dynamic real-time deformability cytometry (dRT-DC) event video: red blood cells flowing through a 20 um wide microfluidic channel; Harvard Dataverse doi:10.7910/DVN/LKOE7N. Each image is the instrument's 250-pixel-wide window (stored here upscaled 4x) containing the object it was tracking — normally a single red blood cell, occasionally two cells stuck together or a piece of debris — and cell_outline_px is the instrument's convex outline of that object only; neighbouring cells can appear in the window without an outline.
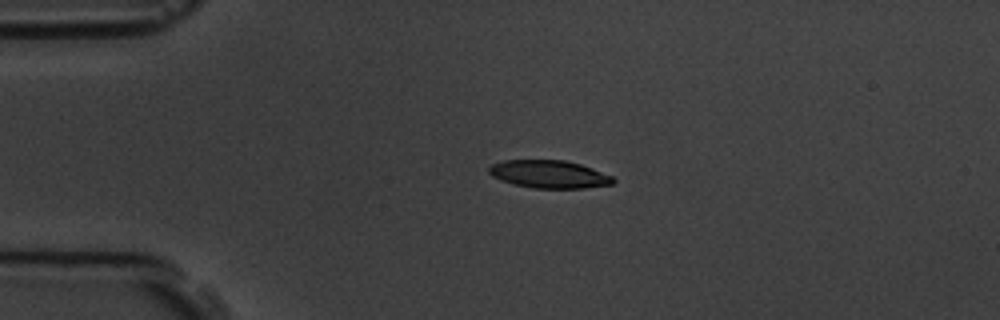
{"species": "common noctule bat (a hibernating species)", "species_latin": "Nyctalus noctula", "temperature_condition": "room temperature", "stored_images_in_passage": 4, "camera_frame_rate_fps": 3000, "um_per_image_px": 0.085, "animal": {"sex": "male", "body_mass_g": 19.5, "forearm_length_mm": 54.6}, "frame": {"image": 1, "passage_image": 3, "time_ms": 2.0, "image_size_px": [1000, 320], "cell_outline_px": [[616, 180], [612, 184], [584, 188], [536, 188], [512, 184], [500, 180], [492, 176], [488, 172], [488, 168], [492, 164], [504, 160], [564, 160], [580, 164], [592, 168], [612, 176]], "centroid_in_image_um": [46.66, 14.81], "position_along_channel_um": 38.3, "area_um2": 20.11}}